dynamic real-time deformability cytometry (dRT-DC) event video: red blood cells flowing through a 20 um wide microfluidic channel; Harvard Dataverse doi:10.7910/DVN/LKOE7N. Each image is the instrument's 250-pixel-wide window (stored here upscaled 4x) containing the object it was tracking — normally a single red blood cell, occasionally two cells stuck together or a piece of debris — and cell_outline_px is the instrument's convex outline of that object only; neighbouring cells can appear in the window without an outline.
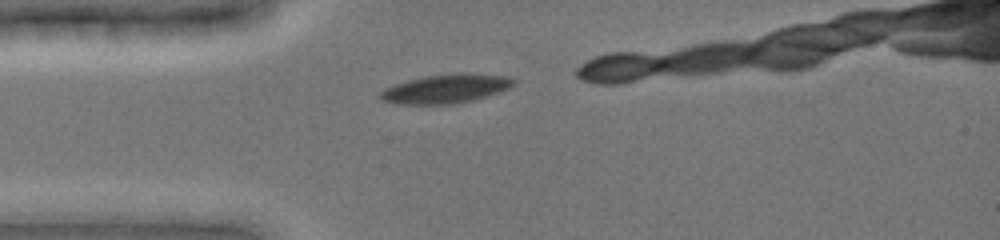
{"species": "common noctule bat (a hibernating species)", "species_latin": "Nyctalus noctula", "temperature_condition": "cold", "stored_images_in_passage": 7, "camera_frame_rate_fps": 3000, "um_per_image_px": 0.085, "animal": {"sex": "female", "body_mass_g": 19.0, "forearm_length_mm": 51.5}, "frame": {"image": 1, "passage_image": 1, "time_ms": 0.0, "image_size_px": [1000, 240], "cell_outline_px": [[516, 84], [500, 92], [488, 96], [472, 100], [452, 104], [396, 104], [380, 100], [376, 96], [384, 88], [408, 80], [428, 76], [460, 72], [468, 72], [508, 76], [516, 80]], "centroid_in_image_um": [37.91, 7.54], "position_along_channel_um": 47.1, "area_um2": 22.77}}